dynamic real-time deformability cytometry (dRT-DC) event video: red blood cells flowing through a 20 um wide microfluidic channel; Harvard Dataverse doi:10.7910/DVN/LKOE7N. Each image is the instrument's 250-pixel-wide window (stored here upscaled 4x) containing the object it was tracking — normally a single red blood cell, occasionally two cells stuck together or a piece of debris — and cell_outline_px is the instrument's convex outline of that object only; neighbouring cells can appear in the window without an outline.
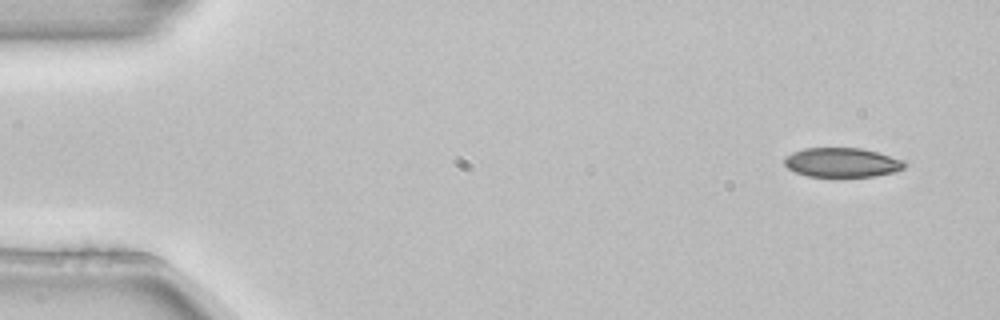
{"species": "common noctule bat (a hibernating species)", "species_latin": "Nyctalus noctula", "temperature_condition": "room temperature", "stored_images_in_passage": 5, "camera_frame_rate_fps": 3000, "um_per_image_px": 0.085, "animal": {"sex": "female", "body_mass_g": 22.7, "forearm_length_mm": 54.2}, "frame": {"image": 1, "passage_image": 1, "time_ms": 0.0, "image_size_px": [1000, 320], "cell_outline_px": [[904, 168], [896, 172], [876, 176], [808, 176], [796, 172], [788, 168], [784, 164], [784, 156], [792, 152], [804, 148], [860, 148], [876, 152], [904, 160]], "centroid_in_image_um": [71.55, 13.81], "position_along_channel_um": 13.5, "area_um2": 20.46}}
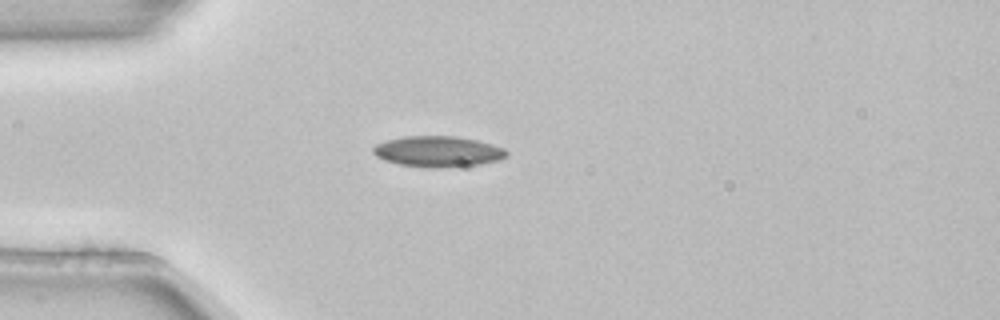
{"frame": {"image": 2, "passage_image": 4, "time_ms": 1.0, "image_size_px": [1000, 320], "cell_outline_px": [[508, 156], [500, 160], [452, 168], [436, 168], [400, 164], [384, 160], [376, 156], [372, 152], [372, 148], [376, 144], [388, 140], [404, 136], [456, 136], [476, 140], [492, 144], [504, 148], [508, 152]], "centroid_in_image_um": [37.24, 12.88], "position_along_channel_um": 47.8, "area_um2": 23.99}}